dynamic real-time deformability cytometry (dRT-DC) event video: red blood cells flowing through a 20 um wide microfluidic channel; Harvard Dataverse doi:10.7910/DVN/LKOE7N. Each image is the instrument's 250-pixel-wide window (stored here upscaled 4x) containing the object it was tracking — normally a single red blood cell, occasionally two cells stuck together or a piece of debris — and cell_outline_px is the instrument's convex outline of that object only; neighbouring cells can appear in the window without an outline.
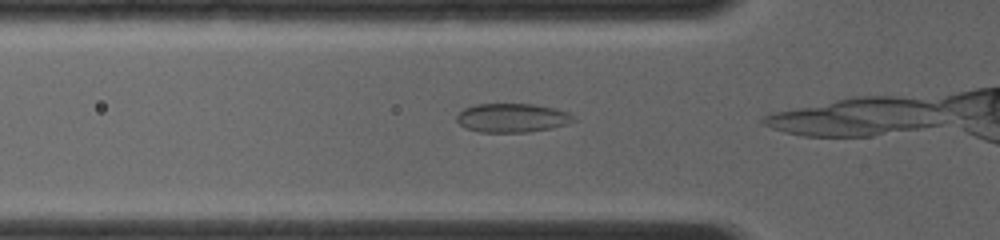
{"species": "common noctule bat (a hibernating species)", "species_latin": "Nyctalus noctula", "temperature_condition": "room temperature", "stored_images_in_passage": 6, "camera_frame_rate_fps": 4000, "um_per_image_px": 0.085, "animal": {"sex": "female", "body_mass_g": 19.0, "forearm_length_mm": 56.7}, "frame": {"image": 1, "passage_image": 3, "time_ms": 0.75, "image_size_px": [1000, 240], "cell_outline_px": [[580, 120], [568, 124], [552, 128], [528, 132], [480, 132], [464, 128], [456, 120], [456, 116], [464, 108], [476, 104], [532, 104], [552, 108], [568, 112]], "centroid_in_image_um": [43.56, 10.03], "position_along_channel_um": 82.2, "area_um2": 19.83}}
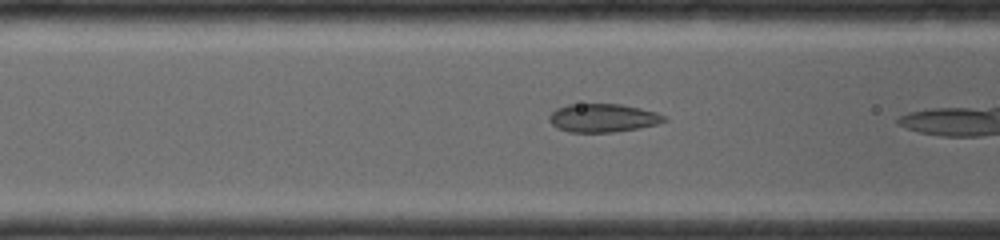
{"frame": {"image": 2, "passage_image": 5, "time_ms": 1.5, "image_size_px": [1000, 240], "cell_outline_px": [[668, 120], [656, 124], [640, 128], [612, 132], [568, 132], [552, 124], [548, 120], [548, 116], [556, 108], [568, 104], [620, 104], [640, 108], [656, 112], [664, 116]], "centroid_in_image_um": [51.23, 10.02], "position_along_channel_um": 115.4, "area_um2": 18.96}}